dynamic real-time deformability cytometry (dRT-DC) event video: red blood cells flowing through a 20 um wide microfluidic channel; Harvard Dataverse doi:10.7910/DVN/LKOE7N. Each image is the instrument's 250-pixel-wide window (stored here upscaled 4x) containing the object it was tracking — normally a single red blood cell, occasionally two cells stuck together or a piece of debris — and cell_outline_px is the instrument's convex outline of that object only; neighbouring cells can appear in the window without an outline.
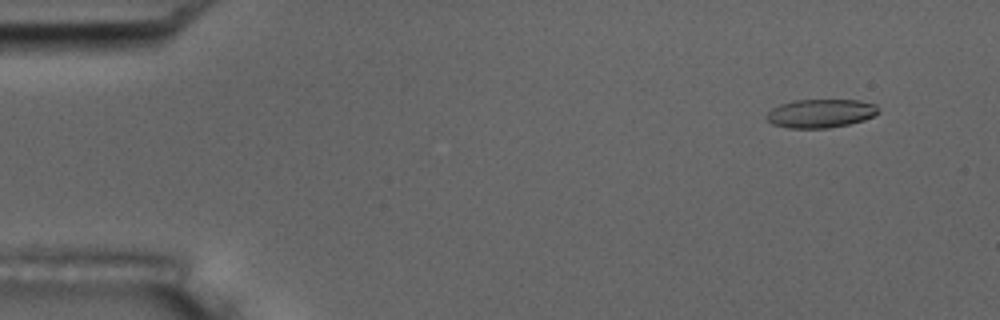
{"species": "common noctule bat (a hibernating species)", "species_latin": "Nyctalus noctula", "temperature_condition": "room temperature", "stored_images_in_passage": 54, "camera_frame_rate_fps": 3000, "um_per_image_px": 0.085, "animal": {"sex": "male", "body_mass_g": 17.5, "forearm_length_mm": 52.3}, "frame": {"image": 1, "passage_image": 5, "time_ms": 1.333, "image_size_px": [1000, 320], "cell_outline_px": [[880, 112], [864, 120], [848, 124], [828, 128], [788, 128], [772, 124], [764, 116], [772, 108], [780, 104], [792, 100], [860, 100], [876, 104]], "centroid_in_image_um": [69.74, 9.63], "position_along_channel_um": 15.3, "area_um2": 18.73}}
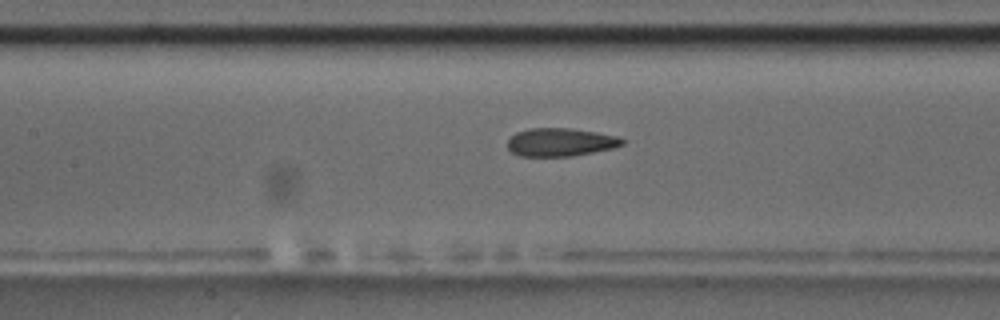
{"frame": {"image": 2, "passage_image": 25, "time_ms": 8.0, "image_size_px": [1000, 320], "cell_outline_px": [[624, 144], [612, 148], [572, 156], [520, 156], [512, 152], [508, 148], [508, 140], [516, 132], [528, 128], [572, 128], [620, 136], [624, 140]], "centroid_in_image_um": [47.64, 12.07], "position_along_channel_um": 159.8, "area_um2": 18.84}}
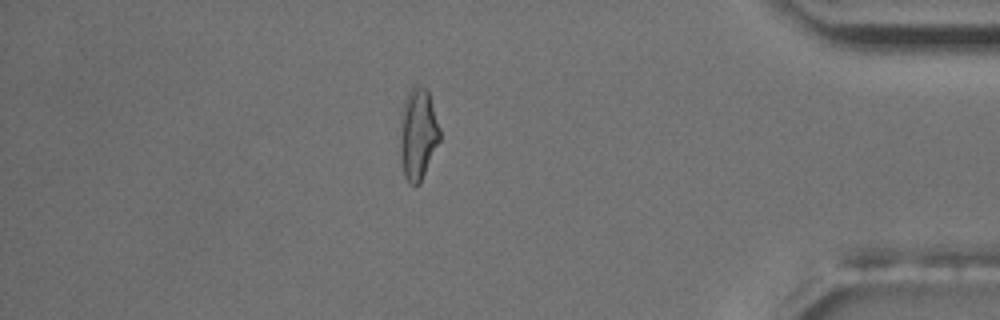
{"frame": {"image": 3, "passage_image": 47, "time_ms": 15.333, "image_size_px": [1000, 320], "cell_outline_px": [[440, 140], [420, 184], [412, 184], [404, 176], [400, 160], [400, 136], [404, 100], [408, 92], [416, 84], [428, 88], [440, 128]], "centroid_in_image_um": [35.54, 11.38], "position_along_channel_um": 399.7, "area_um2": 21.21}, "authors_computed_cell_mechanics": {"area_um2": 19.6809, "velocity_mm_per_s": 3.7665, "shape_relaxation_time_tau1_ms": null, "shape_relaxation_time_tau2_ms": 1.9801, "deformation_change_tau1": null, "deformation_change_tau2": 0.1154}}